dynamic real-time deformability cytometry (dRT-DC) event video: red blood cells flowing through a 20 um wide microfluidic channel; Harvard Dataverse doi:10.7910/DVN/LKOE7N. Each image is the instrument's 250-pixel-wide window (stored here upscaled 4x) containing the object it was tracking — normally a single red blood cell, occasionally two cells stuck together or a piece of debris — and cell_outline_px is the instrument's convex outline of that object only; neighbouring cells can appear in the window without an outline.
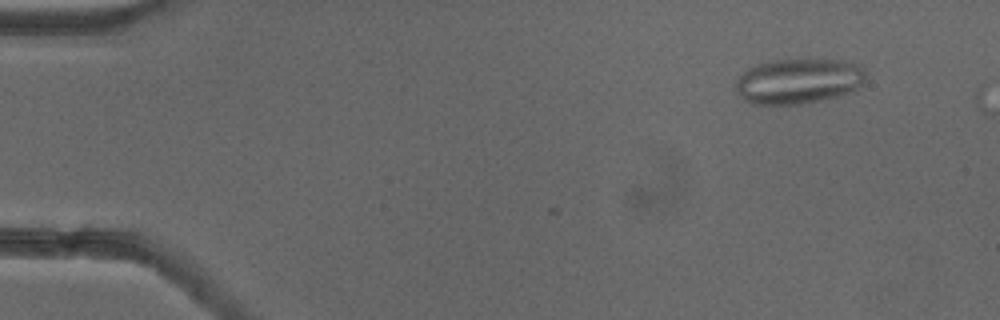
{"species": "common noctule bat (a hibernating species)", "species_latin": "Nyctalus noctula", "temperature_condition": "cold", "stored_images_in_passage": 7, "camera_frame_rate_fps": 3000, "um_per_image_px": 0.085, "animal": {"sex": "female"}, "frame": {"image": 1, "passage_image": 5, "time_ms": 1.333, "image_size_px": [1000, 320], "cell_outline_px": [[864, 84], [852, 92], [804, 104], [752, 104], [744, 100], [740, 96], [736, 88], [736, 80], [748, 68], [772, 60], [808, 56], [840, 60], [856, 64], [864, 68]], "centroid_in_image_um": [67.9, 6.85], "position_along_channel_um": 17.1, "area_um2": 35.08}}